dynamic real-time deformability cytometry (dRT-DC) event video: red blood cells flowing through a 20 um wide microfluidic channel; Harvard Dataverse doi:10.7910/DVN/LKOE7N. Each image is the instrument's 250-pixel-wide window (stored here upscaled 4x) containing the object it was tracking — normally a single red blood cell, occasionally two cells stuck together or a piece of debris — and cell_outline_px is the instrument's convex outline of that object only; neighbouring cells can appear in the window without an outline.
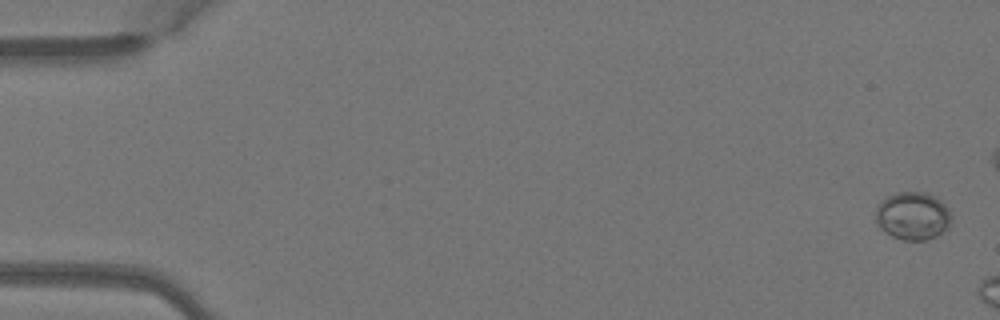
{"species": "Egyptian fruit bat (a non-hibernating species)", "species_latin": "Rousettus aegyptiacus", "temperature_condition": "warm", "stored_images_in_passage": 3, "camera_frame_rate_fps": 3000, "um_per_image_px": 0.085, "animal": {"sex": "female"}, "frame": {"image": 1, "passage_image": 1, "time_ms": 0.0, "image_size_px": [1000, 320], "cell_outline_px": [[952, 216], [948, 228], [936, 236], [924, 240], [904, 240], [892, 236], [884, 232], [876, 224], [876, 208], [888, 196], [896, 192], [924, 192], [936, 196], [948, 208]], "centroid_in_image_um": [77.59, 18.35], "position_along_channel_um": 7.4, "area_um2": 21.15}}